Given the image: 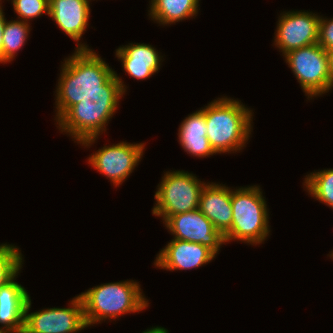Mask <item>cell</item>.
Segmentation results:
<instances>
[{
  "label": "cell",
  "instance_id": "cell-1",
  "mask_svg": "<svg viewBox=\"0 0 333 333\" xmlns=\"http://www.w3.org/2000/svg\"><path fill=\"white\" fill-rule=\"evenodd\" d=\"M56 88V121L74 104L91 94H126L124 81L94 50L77 43L64 59Z\"/></svg>",
  "mask_w": 333,
  "mask_h": 333
},
{
  "label": "cell",
  "instance_id": "cell-2",
  "mask_svg": "<svg viewBox=\"0 0 333 333\" xmlns=\"http://www.w3.org/2000/svg\"><path fill=\"white\" fill-rule=\"evenodd\" d=\"M200 111L205 116L207 138L218 154L243 149L252 132L253 111L241 101L226 96L217 98Z\"/></svg>",
  "mask_w": 333,
  "mask_h": 333
},
{
  "label": "cell",
  "instance_id": "cell-3",
  "mask_svg": "<svg viewBox=\"0 0 333 333\" xmlns=\"http://www.w3.org/2000/svg\"><path fill=\"white\" fill-rule=\"evenodd\" d=\"M142 294L139 282L134 280L105 283L82 292L79 296L87 327L146 309L149 303Z\"/></svg>",
  "mask_w": 333,
  "mask_h": 333
},
{
  "label": "cell",
  "instance_id": "cell-4",
  "mask_svg": "<svg viewBox=\"0 0 333 333\" xmlns=\"http://www.w3.org/2000/svg\"><path fill=\"white\" fill-rule=\"evenodd\" d=\"M124 94H91L71 106L57 121V127L74 142L91 146L106 131V124L118 109Z\"/></svg>",
  "mask_w": 333,
  "mask_h": 333
},
{
  "label": "cell",
  "instance_id": "cell-5",
  "mask_svg": "<svg viewBox=\"0 0 333 333\" xmlns=\"http://www.w3.org/2000/svg\"><path fill=\"white\" fill-rule=\"evenodd\" d=\"M267 201L260 186L231 189L233 221L224 234L225 242L240 241L251 245L263 243L270 233Z\"/></svg>",
  "mask_w": 333,
  "mask_h": 333
},
{
  "label": "cell",
  "instance_id": "cell-6",
  "mask_svg": "<svg viewBox=\"0 0 333 333\" xmlns=\"http://www.w3.org/2000/svg\"><path fill=\"white\" fill-rule=\"evenodd\" d=\"M205 184L206 182L197 179L188 171H167L157 186L152 214L162 217L164 223L175 214L197 210L200 193Z\"/></svg>",
  "mask_w": 333,
  "mask_h": 333
},
{
  "label": "cell",
  "instance_id": "cell-7",
  "mask_svg": "<svg viewBox=\"0 0 333 333\" xmlns=\"http://www.w3.org/2000/svg\"><path fill=\"white\" fill-rule=\"evenodd\" d=\"M284 57L307 99L332 90L327 51L318 43L290 51Z\"/></svg>",
  "mask_w": 333,
  "mask_h": 333
},
{
  "label": "cell",
  "instance_id": "cell-8",
  "mask_svg": "<svg viewBox=\"0 0 333 333\" xmlns=\"http://www.w3.org/2000/svg\"><path fill=\"white\" fill-rule=\"evenodd\" d=\"M68 308H44L29 313L31 297H29L24 316L25 333H77L88 328L84 319L83 302L79 295L75 296Z\"/></svg>",
  "mask_w": 333,
  "mask_h": 333
},
{
  "label": "cell",
  "instance_id": "cell-9",
  "mask_svg": "<svg viewBox=\"0 0 333 333\" xmlns=\"http://www.w3.org/2000/svg\"><path fill=\"white\" fill-rule=\"evenodd\" d=\"M144 143H120L104 146L92 153L88 163L111 180L115 187L131 175L144 155Z\"/></svg>",
  "mask_w": 333,
  "mask_h": 333
},
{
  "label": "cell",
  "instance_id": "cell-10",
  "mask_svg": "<svg viewBox=\"0 0 333 333\" xmlns=\"http://www.w3.org/2000/svg\"><path fill=\"white\" fill-rule=\"evenodd\" d=\"M320 15L309 11H288L278 17L274 45L283 56L298 48L318 43Z\"/></svg>",
  "mask_w": 333,
  "mask_h": 333
},
{
  "label": "cell",
  "instance_id": "cell-11",
  "mask_svg": "<svg viewBox=\"0 0 333 333\" xmlns=\"http://www.w3.org/2000/svg\"><path fill=\"white\" fill-rule=\"evenodd\" d=\"M163 224L173 239L199 243L215 254H219L221 246L226 244L224 235L199 209L170 216Z\"/></svg>",
  "mask_w": 333,
  "mask_h": 333
},
{
  "label": "cell",
  "instance_id": "cell-12",
  "mask_svg": "<svg viewBox=\"0 0 333 333\" xmlns=\"http://www.w3.org/2000/svg\"><path fill=\"white\" fill-rule=\"evenodd\" d=\"M216 254L199 243L172 239L160 250L155 259V267L169 271L198 268L214 260Z\"/></svg>",
  "mask_w": 333,
  "mask_h": 333
},
{
  "label": "cell",
  "instance_id": "cell-13",
  "mask_svg": "<svg viewBox=\"0 0 333 333\" xmlns=\"http://www.w3.org/2000/svg\"><path fill=\"white\" fill-rule=\"evenodd\" d=\"M198 209L224 235L233 221L231 188L225 184L206 183L200 193Z\"/></svg>",
  "mask_w": 333,
  "mask_h": 333
},
{
  "label": "cell",
  "instance_id": "cell-14",
  "mask_svg": "<svg viewBox=\"0 0 333 333\" xmlns=\"http://www.w3.org/2000/svg\"><path fill=\"white\" fill-rule=\"evenodd\" d=\"M91 0H49V17L71 39L79 42L88 27Z\"/></svg>",
  "mask_w": 333,
  "mask_h": 333
},
{
  "label": "cell",
  "instance_id": "cell-15",
  "mask_svg": "<svg viewBox=\"0 0 333 333\" xmlns=\"http://www.w3.org/2000/svg\"><path fill=\"white\" fill-rule=\"evenodd\" d=\"M115 53L125 73L138 80L147 79L159 71L164 57L153 46L145 43H129L120 46Z\"/></svg>",
  "mask_w": 333,
  "mask_h": 333
},
{
  "label": "cell",
  "instance_id": "cell-16",
  "mask_svg": "<svg viewBox=\"0 0 333 333\" xmlns=\"http://www.w3.org/2000/svg\"><path fill=\"white\" fill-rule=\"evenodd\" d=\"M17 276L18 273L0 287V327L15 333L24 329L25 307L30 297L27 290L15 281Z\"/></svg>",
  "mask_w": 333,
  "mask_h": 333
},
{
  "label": "cell",
  "instance_id": "cell-17",
  "mask_svg": "<svg viewBox=\"0 0 333 333\" xmlns=\"http://www.w3.org/2000/svg\"><path fill=\"white\" fill-rule=\"evenodd\" d=\"M205 116L197 110L181 122L178 130V139L186 153L195 157H209L217 154L208 140Z\"/></svg>",
  "mask_w": 333,
  "mask_h": 333
},
{
  "label": "cell",
  "instance_id": "cell-18",
  "mask_svg": "<svg viewBox=\"0 0 333 333\" xmlns=\"http://www.w3.org/2000/svg\"><path fill=\"white\" fill-rule=\"evenodd\" d=\"M150 18L159 25H171L198 13L199 0H151Z\"/></svg>",
  "mask_w": 333,
  "mask_h": 333
},
{
  "label": "cell",
  "instance_id": "cell-19",
  "mask_svg": "<svg viewBox=\"0 0 333 333\" xmlns=\"http://www.w3.org/2000/svg\"><path fill=\"white\" fill-rule=\"evenodd\" d=\"M30 24L21 20H6L3 29L2 49L0 52V63H8L15 59V55L23 48L29 37Z\"/></svg>",
  "mask_w": 333,
  "mask_h": 333
},
{
  "label": "cell",
  "instance_id": "cell-20",
  "mask_svg": "<svg viewBox=\"0 0 333 333\" xmlns=\"http://www.w3.org/2000/svg\"><path fill=\"white\" fill-rule=\"evenodd\" d=\"M303 181L309 195L333 209V168L314 171Z\"/></svg>",
  "mask_w": 333,
  "mask_h": 333
},
{
  "label": "cell",
  "instance_id": "cell-21",
  "mask_svg": "<svg viewBox=\"0 0 333 333\" xmlns=\"http://www.w3.org/2000/svg\"><path fill=\"white\" fill-rule=\"evenodd\" d=\"M23 259L17 246L7 243L0 245V287L21 271Z\"/></svg>",
  "mask_w": 333,
  "mask_h": 333
},
{
  "label": "cell",
  "instance_id": "cell-22",
  "mask_svg": "<svg viewBox=\"0 0 333 333\" xmlns=\"http://www.w3.org/2000/svg\"><path fill=\"white\" fill-rule=\"evenodd\" d=\"M18 20L28 22L43 14L49 16V0H11Z\"/></svg>",
  "mask_w": 333,
  "mask_h": 333
},
{
  "label": "cell",
  "instance_id": "cell-23",
  "mask_svg": "<svg viewBox=\"0 0 333 333\" xmlns=\"http://www.w3.org/2000/svg\"><path fill=\"white\" fill-rule=\"evenodd\" d=\"M318 44L326 51L333 49V18L320 16Z\"/></svg>",
  "mask_w": 333,
  "mask_h": 333
},
{
  "label": "cell",
  "instance_id": "cell-24",
  "mask_svg": "<svg viewBox=\"0 0 333 333\" xmlns=\"http://www.w3.org/2000/svg\"><path fill=\"white\" fill-rule=\"evenodd\" d=\"M328 61H329V79L330 84L333 86V49L327 50Z\"/></svg>",
  "mask_w": 333,
  "mask_h": 333
},
{
  "label": "cell",
  "instance_id": "cell-25",
  "mask_svg": "<svg viewBox=\"0 0 333 333\" xmlns=\"http://www.w3.org/2000/svg\"><path fill=\"white\" fill-rule=\"evenodd\" d=\"M5 23H6V18L4 16L3 9L1 8L0 9V52H1V49H2V41H3V34L2 33H3Z\"/></svg>",
  "mask_w": 333,
  "mask_h": 333
},
{
  "label": "cell",
  "instance_id": "cell-26",
  "mask_svg": "<svg viewBox=\"0 0 333 333\" xmlns=\"http://www.w3.org/2000/svg\"><path fill=\"white\" fill-rule=\"evenodd\" d=\"M142 333H169L168 330L164 327H152L150 329H146L145 331H143Z\"/></svg>",
  "mask_w": 333,
  "mask_h": 333
},
{
  "label": "cell",
  "instance_id": "cell-27",
  "mask_svg": "<svg viewBox=\"0 0 333 333\" xmlns=\"http://www.w3.org/2000/svg\"><path fill=\"white\" fill-rule=\"evenodd\" d=\"M0 333H15V332L0 327Z\"/></svg>",
  "mask_w": 333,
  "mask_h": 333
}]
</instances>
